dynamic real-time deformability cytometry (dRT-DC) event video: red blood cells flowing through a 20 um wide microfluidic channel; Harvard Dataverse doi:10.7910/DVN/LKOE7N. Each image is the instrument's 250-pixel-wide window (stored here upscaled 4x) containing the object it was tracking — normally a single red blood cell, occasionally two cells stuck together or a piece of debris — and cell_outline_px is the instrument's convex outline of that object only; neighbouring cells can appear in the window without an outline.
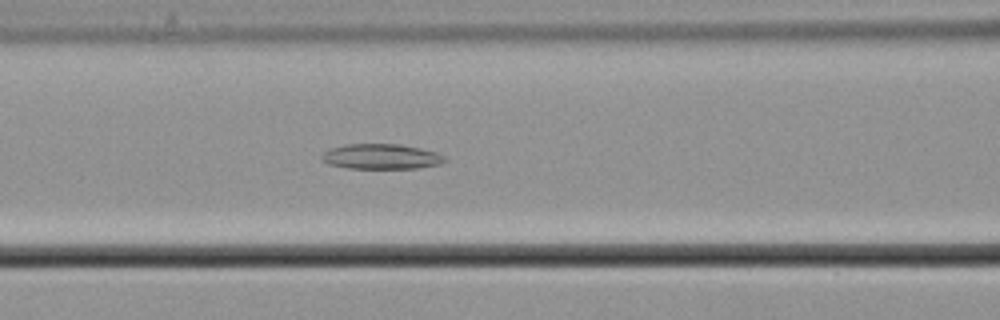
{"species": "common noctule bat (a hibernating species)", "species_latin": "Nyctalus noctula", "temperature_condition": "cold", "stored_images_in_passage": 41, "camera_frame_rate_fps": 3000, "um_per_image_px": 0.085, "animal": {"sex": "male", "body_mass_g": 21.5, "forearm_length_mm": 52.0}, "frame": {"image": 1, "passage_image": 9, "time_ms": 2.667, "image_size_px": [1000, 320], "cell_outline_px": [[448, 160], [440, 164], [416, 168], [348, 168], [328, 164], [320, 160], [320, 156], [324, 152], [332, 148], [344, 144], [400, 144], [420, 148], [436, 152], [444, 156]], "centroid_in_image_um": [32.39, 13.3], "position_along_channel_um": 134.2, "area_um2": 18.09}}
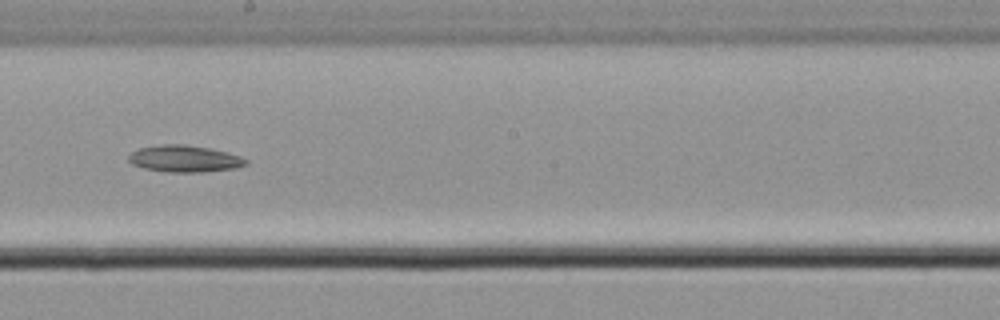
{"frame": {"image": 2, "passage_image": 17, "time_ms": 5.333, "image_size_px": [1000, 320], "cell_outline_px": [[248, 164], [236, 168], [204, 172], [168, 172], [144, 168], [132, 164], [128, 160], [128, 156], [132, 152], [140, 148], [160, 144], [184, 144], [208, 148], [240, 156], [248, 160]], "centroid_in_image_um": [15.68, 13.49], "position_along_channel_um": 232.5, "area_um2": 18.21}}
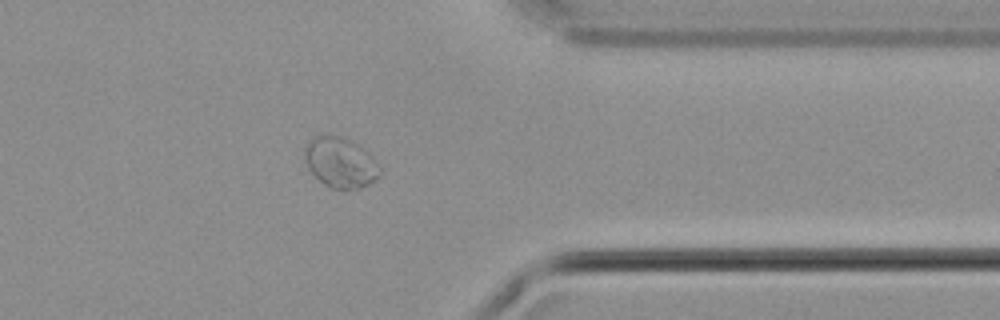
{"frame": {"image": 3, "passage_image": 30, "time_ms": 9.667, "image_size_px": [1000, 320], "cell_outline_px": [[380, 176], [368, 184], [360, 188], [332, 188], [324, 184], [308, 168], [304, 160], [304, 148], [308, 140], [312, 136], [344, 136], [352, 140], [364, 148], [372, 156], [380, 168]], "centroid_in_image_um": [28.92, 13.78], "position_along_channel_um": 382.5, "area_um2": 22.02}}